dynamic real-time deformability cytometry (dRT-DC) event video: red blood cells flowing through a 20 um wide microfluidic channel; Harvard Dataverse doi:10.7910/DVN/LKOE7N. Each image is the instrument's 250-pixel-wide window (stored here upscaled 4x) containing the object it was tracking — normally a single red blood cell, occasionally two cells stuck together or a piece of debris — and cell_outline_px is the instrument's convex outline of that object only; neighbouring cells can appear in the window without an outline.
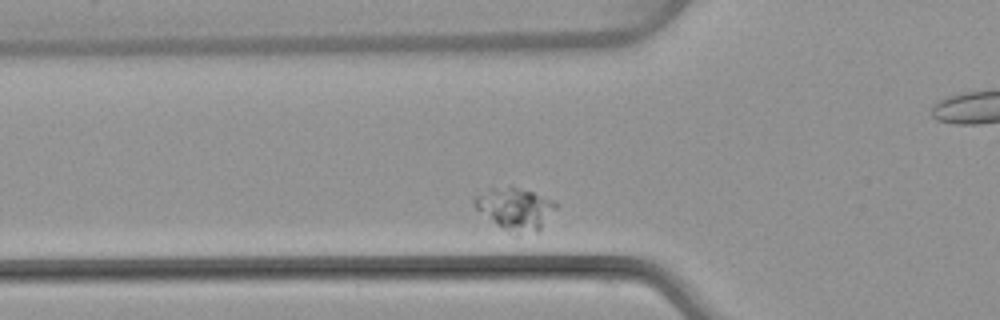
{"species": "common noctule bat (a hibernating species)", "species_latin": "Nyctalus noctula", "temperature_condition": "warm", "stored_images_in_passage": 28, "camera_frame_rate_fps": 3000, "um_per_image_px": 0.085, "animal": {"sex": "female", "body_mass_g": 22.7, "forearm_length_mm": 54.2}, "frame": {"image": 1, "passage_image": 2, "time_ms": 0.333, "image_size_px": [1000, 320], "cell_outline_px": [[560, 204], [540, 228], [536, 232], [504, 228], [496, 224], [476, 208], [476, 196], [488, 188], [516, 188], [532, 192], [552, 200]], "centroid_in_image_um": [43.83, 17.7], "position_along_channel_um": 82.0, "area_um2": 18.67}}
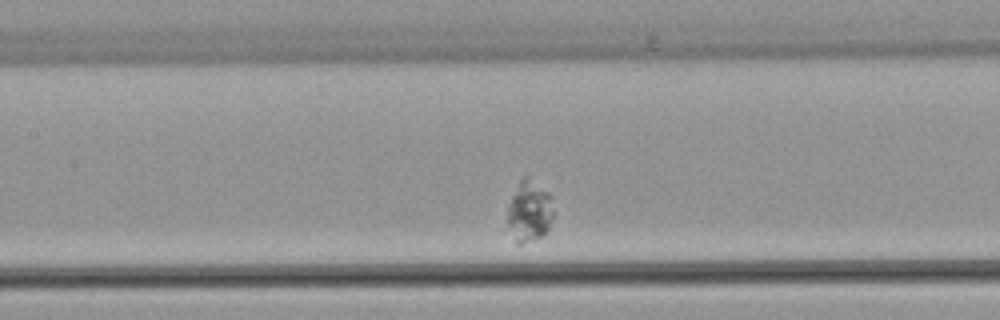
{"frame": {"image": 2, "passage_image": 9, "time_ms": 2.667, "image_size_px": [1000, 320], "cell_outline_px": [[552, 216], [548, 228], [540, 236], [520, 244], [516, 244], [504, 228], [508, 208], [512, 196], [520, 180], [528, 172], [552, 196]], "centroid_in_image_um": [44.93, 17.93], "position_along_channel_um": 162.5, "area_um2": 16.94}}
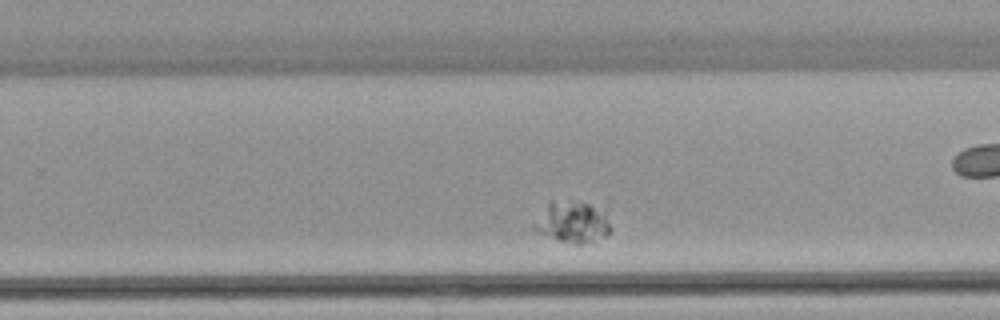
{"frame": {"image": 3, "passage_image": 19, "time_ms": 6.0, "image_size_px": [1000, 320], "cell_outline_px": [[612, 228], [604, 236], [580, 244], [576, 244], [556, 240], [536, 232], [532, 228], [532, 224], [548, 200], [608, 196]], "centroid_in_image_um": [48.85, 18.66], "position_along_channel_um": 281.0, "area_um2": 21.33}}